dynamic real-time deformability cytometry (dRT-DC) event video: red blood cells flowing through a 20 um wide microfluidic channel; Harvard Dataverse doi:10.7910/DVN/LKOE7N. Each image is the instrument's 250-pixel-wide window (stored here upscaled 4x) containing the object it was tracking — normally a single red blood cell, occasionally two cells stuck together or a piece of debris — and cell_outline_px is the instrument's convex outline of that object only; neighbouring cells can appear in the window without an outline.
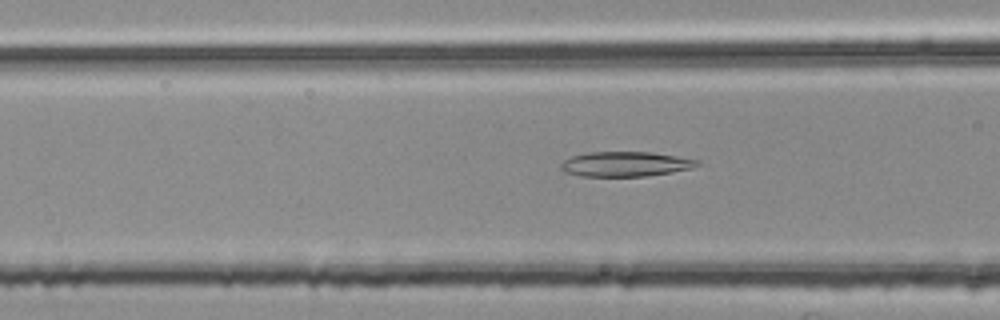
{"species": "common noctule bat (a hibernating species)", "species_latin": "Nyctalus noctula", "temperature_condition": "room temperature", "stored_images_in_passage": 37, "camera_frame_rate_fps": 3000, "um_per_image_px": 0.085, "animal": {"sex": "female", "body_mass_g": 25.1}, "frame": {"image": 1, "passage_image": 20, "time_ms": 6.333, "image_size_px": [1000, 320], "cell_outline_px": [[700, 164], [692, 168], [672, 172], [648, 176], [580, 176], [564, 172], [560, 168], [560, 164], [564, 160], [572, 156], [588, 152], [652, 152], [700, 160]], "centroid_in_image_um": [53.16, 13.94], "position_along_channel_um": 113.4, "area_um2": 19.83}}
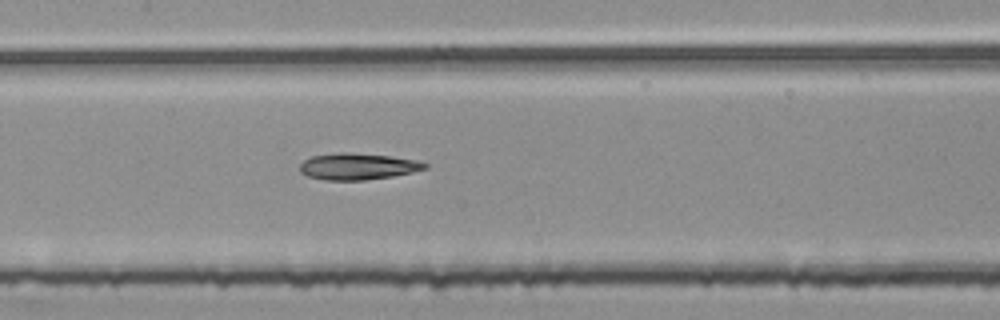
{"frame": {"image": 2, "passage_image": 25, "time_ms": 8.0, "image_size_px": [1000, 320], "cell_outline_px": [[428, 168], [412, 172], [392, 176], [364, 180], [324, 180], [308, 176], [300, 172], [300, 164], [304, 160], [312, 156], [340, 152], [348, 152], [392, 156], [416, 160], [428, 164]], "centroid_in_image_um": [30.41, 14.14], "position_along_channel_um": 177.0, "area_um2": 19.31}}